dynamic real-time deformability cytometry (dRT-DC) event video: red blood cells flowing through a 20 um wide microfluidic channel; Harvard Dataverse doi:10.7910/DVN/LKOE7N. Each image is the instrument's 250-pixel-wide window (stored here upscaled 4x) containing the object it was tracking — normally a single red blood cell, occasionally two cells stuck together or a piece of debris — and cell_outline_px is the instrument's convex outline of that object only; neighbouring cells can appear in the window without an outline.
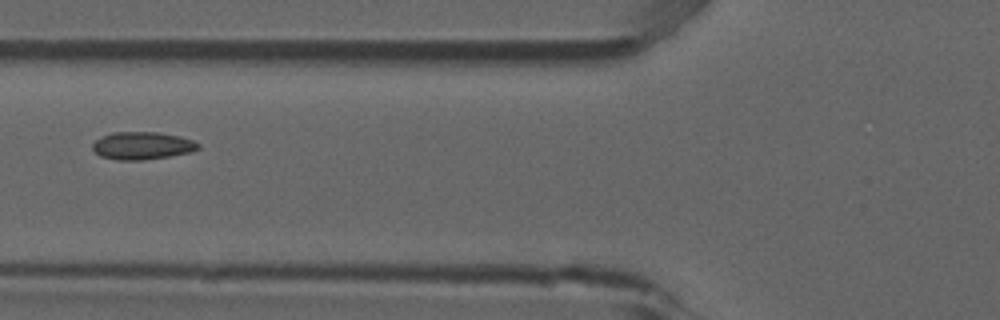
{"species": "common noctule bat (a hibernating species)", "species_latin": "Nyctalus noctula", "temperature_condition": "room temperature", "stored_images_in_passage": 3, "camera_frame_rate_fps": 3000, "um_per_image_px": 0.085, "animal": {"sex": "male", "forearm_length_mm": 52.5}, "frame": {"image": 1, "passage_image": 3, "time_ms": 0.667, "image_size_px": [1000, 320], "cell_outline_px": [[200, 148], [192, 152], [168, 156], [140, 160], [116, 160], [100, 156], [92, 148], [92, 144], [100, 136], [112, 132], [160, 132], [180, 136], [192, 140], [200, 144]], "centroid_in_image_um": [12.08, 12.37], "position_along_channel_um": 113.7, "area_um2": 17.11}}